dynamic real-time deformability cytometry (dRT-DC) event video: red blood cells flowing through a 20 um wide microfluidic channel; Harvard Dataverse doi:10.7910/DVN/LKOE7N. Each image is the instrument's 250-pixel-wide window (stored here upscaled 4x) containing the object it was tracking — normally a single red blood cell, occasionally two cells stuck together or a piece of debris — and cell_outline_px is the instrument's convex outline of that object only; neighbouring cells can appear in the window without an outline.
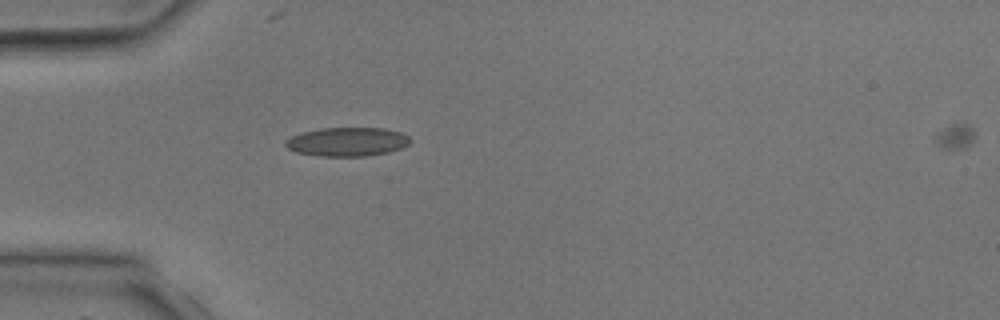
{"species": "common noctule bat (a hibernating species)", "species_latin": "Nyctalus noctula", "temperature_condition": "room temperature", "stored_images_in_passage": 4, "camera_frame_rate_fps": 3000, "um_per_image_px": 0.085, "animal": {"sex": "male", "body_mass_g": 17.9, "forearm_length_mm": 54.2}, "frame": {"image": 1, "passage_image": 3, "time_ms": 3.333, "image_size_px": [1000, 320], "cell_outline_px": [[412, 140], [408, 144], [400, 148], [388, 152], [368, 156], [320, 156], [296, 152], [288, 148], [284, 144], [284, 140], [292, 136], [304, 132], [320, 128], [384, 128], [400, 132], [408, 136]], "centroid_in_image_um": [29.51, 12.05], "position_along_channel_um": 55.5, "area_um2": 20.92}}